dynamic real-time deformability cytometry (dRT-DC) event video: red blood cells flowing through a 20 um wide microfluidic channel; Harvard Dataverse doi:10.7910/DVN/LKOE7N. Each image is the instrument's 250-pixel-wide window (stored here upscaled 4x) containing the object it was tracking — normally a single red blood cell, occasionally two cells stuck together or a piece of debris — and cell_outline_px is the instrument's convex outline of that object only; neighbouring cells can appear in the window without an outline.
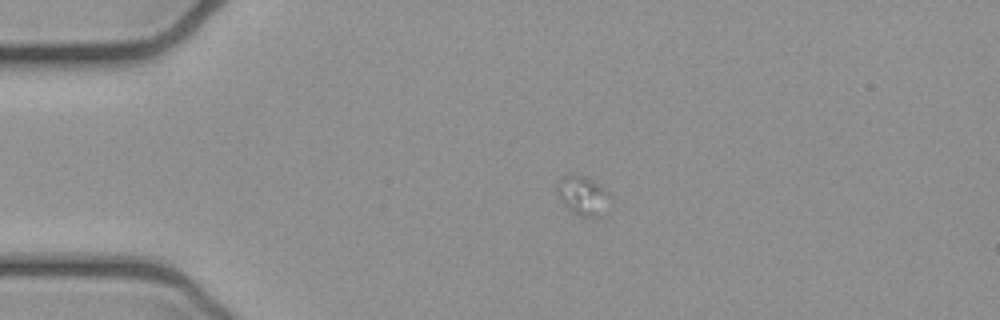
{"species": "common noctule bat (a hibernating species)", "species_latin": "Nyctalus noctula", "temperature_condition": "cold", "stored_images_in_passage": 3, "camera_frame_rate_fps": 3000, "um_per_image_px": 0.085, "animal": {"sex": "female", "body_mass_g": 21.9}, "frame": {"image": 1, "passage_image": 1, "time_ms": 0.0, "image_size_px": [1000, 320], "cell_outline_px": [[608, 192], [604, 216], [576, 216], [564, 204], [556, 188], [564, 176], [572, 172], [584, 176], [604, 188]], "centroid_in_image_um": [49.52, 16.62], "position_along_channel_um": 35.5, "area_um2": 11.68}}